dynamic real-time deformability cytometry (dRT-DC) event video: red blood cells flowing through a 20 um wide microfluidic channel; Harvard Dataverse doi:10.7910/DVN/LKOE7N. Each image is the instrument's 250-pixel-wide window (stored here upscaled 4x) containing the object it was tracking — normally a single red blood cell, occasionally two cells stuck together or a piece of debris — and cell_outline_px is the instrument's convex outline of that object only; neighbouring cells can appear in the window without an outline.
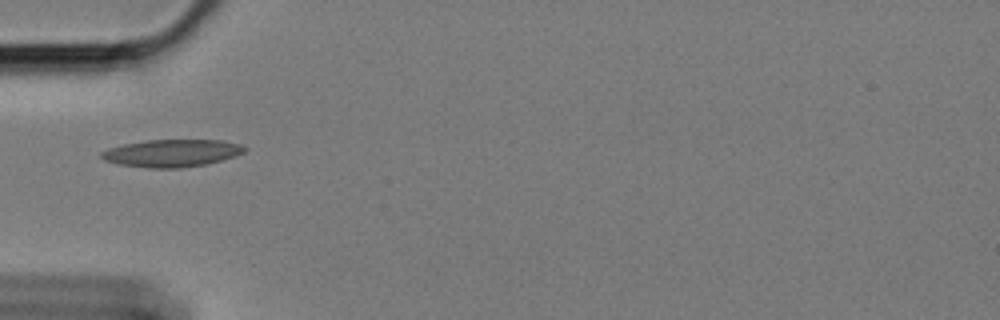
{"species": "Egyptian fruit bat (a non-hibernating species)", "species_latin": "Rousettus aegyptiacus", "temperature_condition": "cold", "stored_images_in_passage": 14, "camera_frame_rate_fps": 3000, "um_per_image_px": 0.085, "animal": {"sex": "female"}, "frame": {"image": 1, "passage_image": 1, "time_ms": 0.0, "image_size_px": [1000, 320], "cell_outline_px": [[248, 148], [244, 152], [236, 156], [204, 164], [180, 168], [148, 168], [120, 164], [104, 160], [100, 156], [100, 152], [108, 148], [124, 144], [144, 140], [224, 140], [240, 144]], "centroid_in_image_um": [14.6, 13.01], "position_along_channel_um": 70.4, "area_um2": 22.89}}
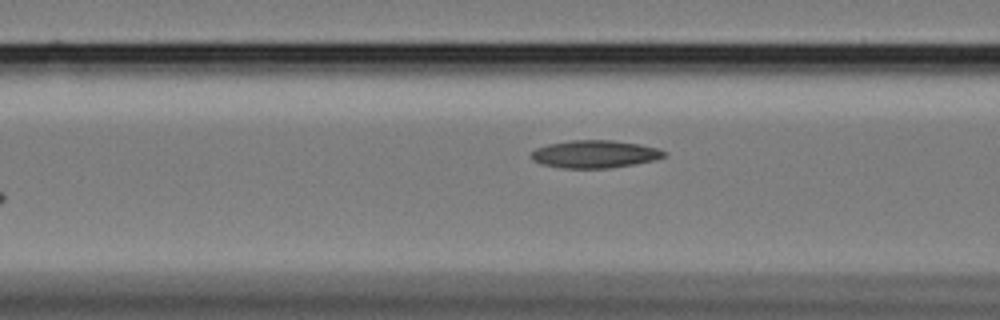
{"frame": {"image": 2, "passage_image": 5, "time_ms": 1.333, "image_size_px": [1000, 320], "cell_outline_px": [[668, 152], [664, 156], [656, 160], [608, 168], [564, 168], [544, 164], [532, 160], [532, 152], [536, 148], [548, 144], [572, 140], [612, 140], [640, 144], [660, 148]], "centroid_in_image_um": [50.6, 13.09], "position_along_channel_um": 116.0, "area_um2": 21.33}}
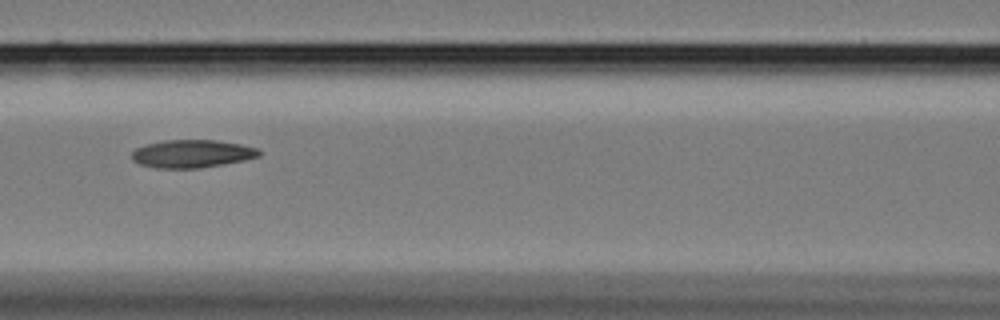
{"frame": {"image": 3, "passage_image": 8, "time_ms": 2.333, "image_size_px": [1000, 320], "cell_outline_px": [[260, 156], [244, 160], [224, 164], [200, 168], [156, 168], [140, 164], [132, 160], [132, 152], [136, 148], [148, 144], [164, 140], [216, 140], [240, 144], [260, 148]], "centroid_in_image_um": [16.34, 13.07], "position_along_channel_um": 150.3, "area_um2": 20.69}}